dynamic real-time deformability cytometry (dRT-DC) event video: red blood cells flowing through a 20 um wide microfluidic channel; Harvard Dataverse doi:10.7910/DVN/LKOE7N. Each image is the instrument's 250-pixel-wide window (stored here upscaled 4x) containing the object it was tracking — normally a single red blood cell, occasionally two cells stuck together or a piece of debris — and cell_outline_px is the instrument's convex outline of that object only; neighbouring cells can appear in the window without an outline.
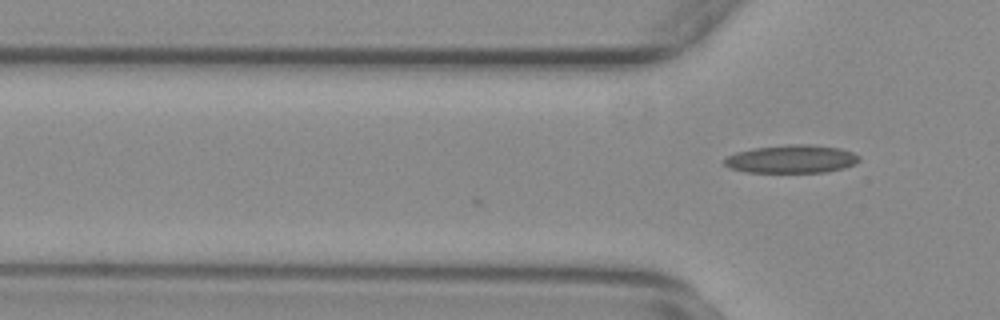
{"species": "common noctule bat (a hibernating species)", "species_latin": "Nyctalus noctula", "temperature_condition": "warm", "stored_images_in_passage": 4, "camera_frame_rate_fps": 3000, "um_per_image_px": 0.085, "animal": {"sex": "female", "body_mass_g": 29.2, "forearm_length_mm": 56.3}, "frame": {"image": 1, "passage_image": 4, "time_ms": 1.0, "image_size_px": [1000, 320], "cell_outline_px": [[860, 160], [856, 164], [844, 168], [824, 172], [744, 172], [728, 168], [720, 160], [736, 152], [752, 148], [788, 144], [812, 144], [840, 148], [852, 152], [860, 156]], "centroid_in_image_um": [67.26, 13.51], "position_along_channel_um": 58.5, "area_um2": 22.43}}